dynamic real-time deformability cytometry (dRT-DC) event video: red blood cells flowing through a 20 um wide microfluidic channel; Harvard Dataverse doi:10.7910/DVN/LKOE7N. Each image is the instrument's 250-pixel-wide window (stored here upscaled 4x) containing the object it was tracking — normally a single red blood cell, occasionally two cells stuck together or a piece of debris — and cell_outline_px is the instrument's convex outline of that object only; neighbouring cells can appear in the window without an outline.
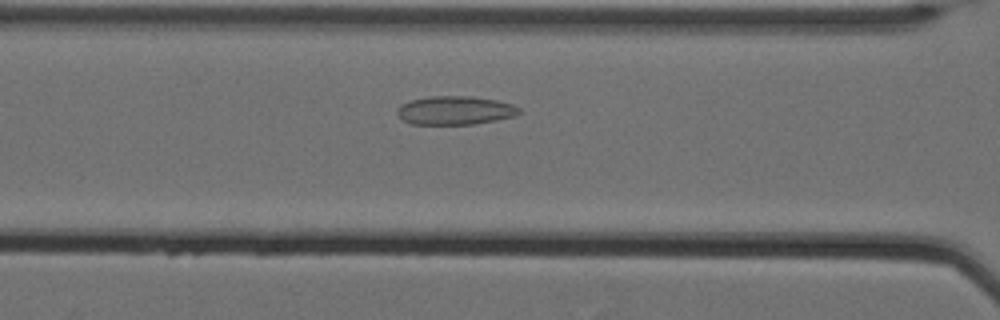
{"species": "Egyptian fruit bat (a non-hibernating species)", "species_latin": "Rousettus aegyptiacus", "temperature_condition": "cold", "stored_images_in_passage": 48, "camera_frame_rate_fps": 3000, "um_per_image_px": 0.085, "animal": {"sex": "female"}, "frame": {"image": 1, "passage_image": 16, "time_ms": 5.0, "image_size_px": [1000, 320], "cell_outline_px": [[520, 112], [516, 116], [496, 120], [472, 124], [412, 124], [404, 120], [396, 112], [396, 108], [400, 104], [408, 100], [428, 96], [472, 96], [496, 100], [512, 104], [520, 108]], "centroid_in_image_um": [38.66, 9.37], "position_along_channel_um": 127.9, "area_um2": 20.46}}
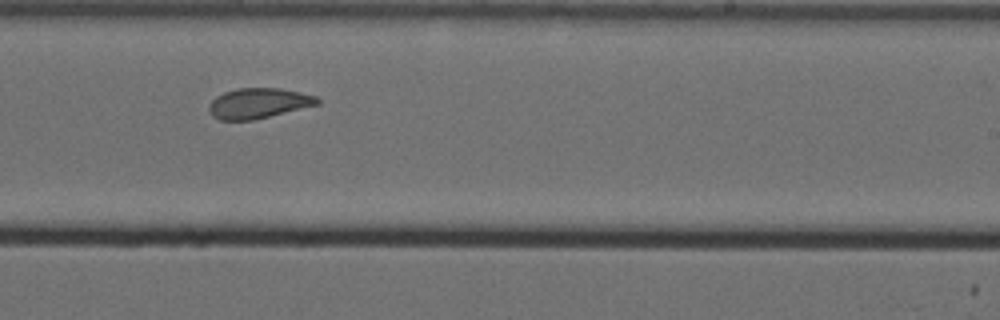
{"frame": {"image": 2, "passage_image": 28, "time_ms": 9.0, "image_size_px": [1000, 320], "cell_outline_px": [[320, 104], [252, 120], [220, 120], [212, 116], [208, 108], [208, 104], [216, 96], [224, 92], [236, 88], [280, 88], [300, 92], [316, 96], [320, 100]], "centroid_in_image_um": [21.95, 8.77], "position_along_channel_um": 267.0, "area_um2": 19.13}}
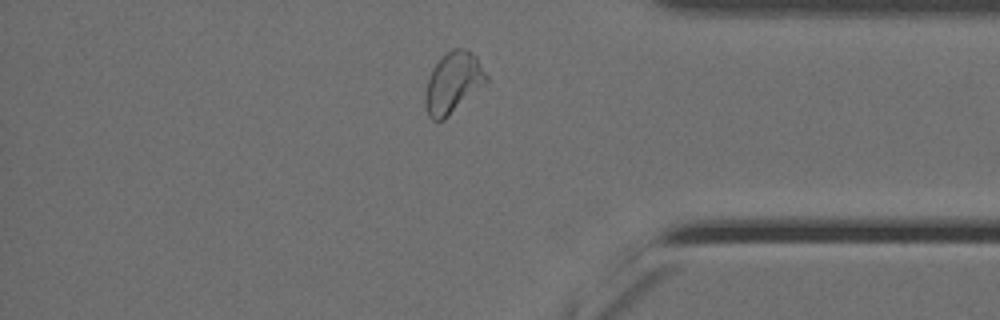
{"frame": {"image": 3, "passage_image": 40, "time_ms": 13.0, "image_size_px": [1000, 320], "cell_outline_px": [[488, 80], [484, 84], [444, 120], [432, 120], [428, 116], [424, 104], [424, 96], [428, 80], [432, 68], [452, 48], [464, 48], [476, 56], [488, 76]], "centroid_in_image_um": [38.49, 7.04], "position_along_channel_um": 396.7, "area_um2": 21.39}, "authors_computed_cell_mechanics": {"area_um2": 20.7213, "velocity_mm_per_s": 3.4746, "shape_relaxation_time_tau1_ms": null, "shape_relaxation_time_tau2_ms": 1.822, "deformation_change_tau1": null, "deformation_change_tau2": 0.0843}}